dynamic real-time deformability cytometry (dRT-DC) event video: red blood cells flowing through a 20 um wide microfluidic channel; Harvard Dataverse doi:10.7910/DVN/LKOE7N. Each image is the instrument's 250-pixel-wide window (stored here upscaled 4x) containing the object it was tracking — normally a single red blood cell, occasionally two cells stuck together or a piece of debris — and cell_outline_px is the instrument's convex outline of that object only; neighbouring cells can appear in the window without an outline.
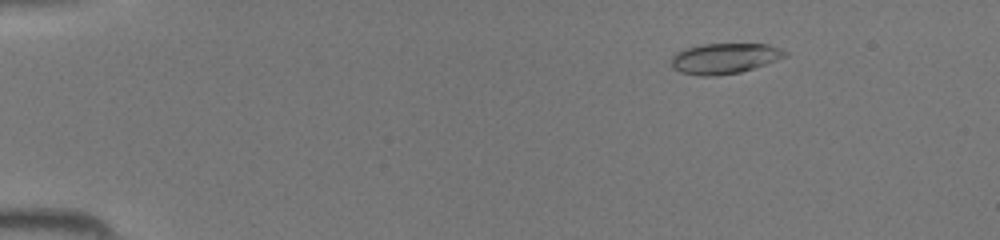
{"species": "common noctule bat (a hibernating species)", "species_latin": "Nyctalus noctula", "temperature_condition": "room temperature", "stored_images_in_passage": 45, "camera_frame_rate_fps": 3000, "um_per_image_px": 0.085, "animal": {"sex": "female", "body_mass_g": 19.5, "forearm_length_mm": 54.1}, "frame": {"image": 1, "passage_image": 7, "time_ms": 2.0, "image_size_px": [1000, 240], "cell_outline_px": [[788, 56], [740, 72], [716, 76], [700, 76], [680, 72], [672, 68], [672, 56], [676, 52], [684, 48], [700, 44], [768, 44], [780, 48], [788, 52]], "centroid_in_image_um": [61.56, 4.96], "position_along_channel_um": 23.4, "area_um2": 20.29}}
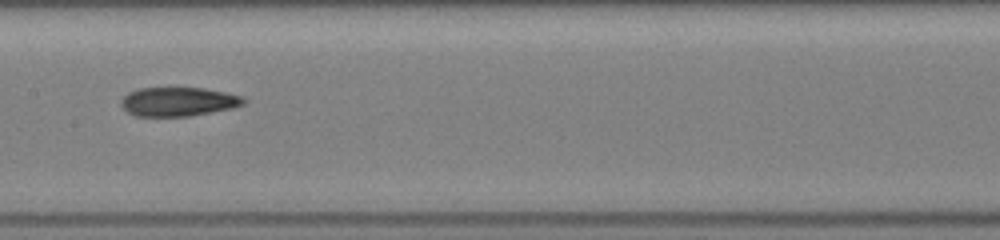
{"frame": {"image": 2, "passage_image": 24, "time_ms": 7.667, "image_size_px": [1000, 240], "cell_outline_px": [[248, 100], [244, 104], [232, 108], [188, 116], [136, 116], [128, 112], [120, 104], [120, 100], [128, 92], [140, 88], [204, 88], [244, 96]], "centroid_in_image_um": [15.17, 8.63], "position_along_channel_um": 192.2, "area_um2": 20.69}}
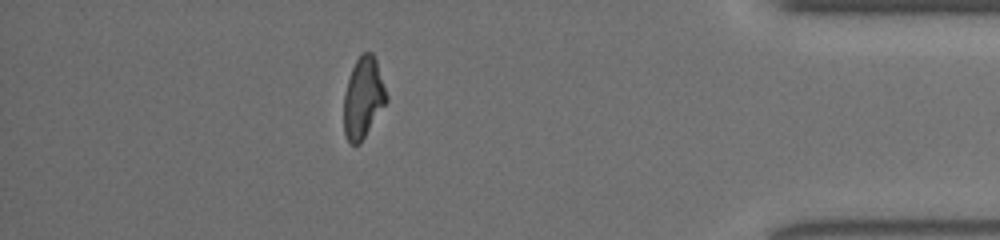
{"frame": {"image": 3, "passage_image": 40, "time_ms": 13.0, "image_size_px": [1000, 240], "cell_outline_px": [[388, 100], [360, 144], [352, 144], [348, 140], [344, 132], [344, 92], [352, 68], [360, 52], [372, 52], [376, 60], [388, 96]], "centroid_in_image_um": [30.87, 8.3], "position_along_channel_um": 404.3, "area_um2": 20.06}}